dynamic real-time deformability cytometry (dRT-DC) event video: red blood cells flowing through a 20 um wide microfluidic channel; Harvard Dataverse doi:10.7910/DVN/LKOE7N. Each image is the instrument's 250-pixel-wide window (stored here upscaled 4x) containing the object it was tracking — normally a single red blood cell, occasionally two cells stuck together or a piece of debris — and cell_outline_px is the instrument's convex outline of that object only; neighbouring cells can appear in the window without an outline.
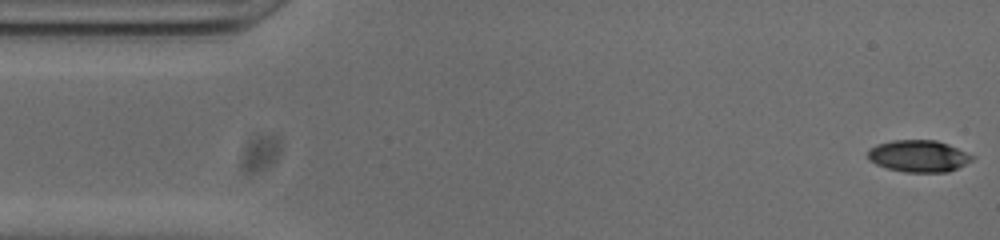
{"species": "common noctule bat (a hibernating species)", "species_latin": "Nyctalus noctula", "temperature_condition": "cold", "stored_images_in_passage": 52, "camera_frame_rate_fps": 3000, "um_per_image_px": 0.085, "animal": {"sex": "male", "body_mass_g": 20.0, "forearm_length_mm": 53.3}, "frame": {"image": 1, "passage_image": 1, "time_ms": 0.0, "image_size_px": [1000, 240], "cell_outline_px": [[976, 156], [972, 160], [948, 172], [904, 172], [888, 168], [876, 164], [868, 160], [868, 148], [876, 144], [892, 140], [936, 140], [948, 144]], "centroid_in_image_um": [78.06, 13.26], "position_along_channel_um": 6.9, "area_um2": 19.42}}
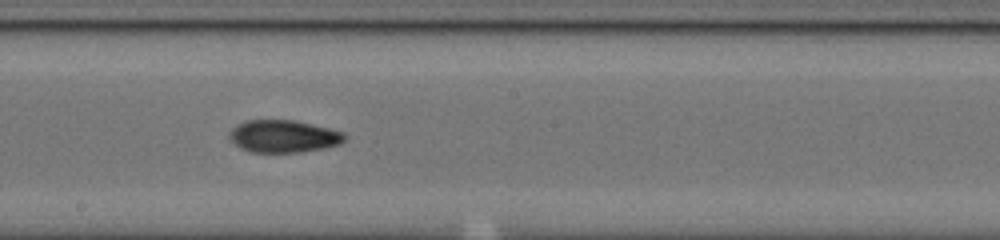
{"frame": {"image": 2, "passage_image": 27, "time_ms": 8.667, "image_size_px": [1000, 240], "cell_outline_px": [[348, 136], [340, 144], [324, 148], [300, 152], [252, 152], [240, 148], [228, 136], [232, 128], [248, 120], [296, 120], [344, 132]], "centroid_in_image_um": [24.14, 11.58], "position_along_channel_um": 224.1, "area_um2": 21.68}}
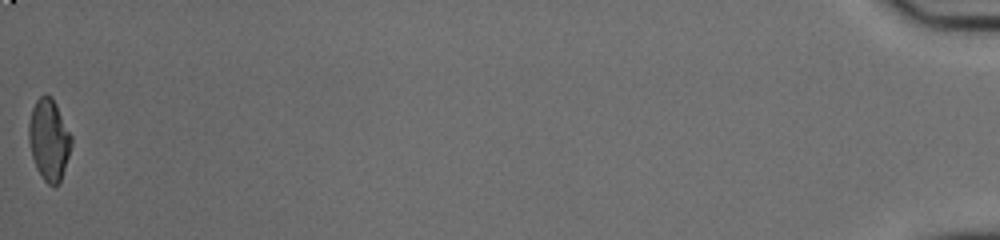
{"frame": {"image": 3, "passage_image": 52, "time_ms": 17.0, "image_size_px": [1000, 240], "cell_outline_px": [[72, 144], [60, 184], [48, 184], [44, 180], [36, 168], [32, 156], [28, 140], [28, 124], [32, 108], [36, 100], [44, 92], [52, 96], [72, 136]], "centroid_in_image_um": [4.16, 11.84], "position_along_channel_um": 431.0, "area_um2": 20.35}, "authors_computed_cell_mechanics": {"area_um2": 20.808, "velocity_mm_per_s": 3.8438, "shape_relaxation_time_tau1_ms": 7.4823, "shape_relaxation_time_tau2_ms": 8.4938, "deformation_change_tau1": 0.2424, "deformation_change_tau2": 0.1541}}